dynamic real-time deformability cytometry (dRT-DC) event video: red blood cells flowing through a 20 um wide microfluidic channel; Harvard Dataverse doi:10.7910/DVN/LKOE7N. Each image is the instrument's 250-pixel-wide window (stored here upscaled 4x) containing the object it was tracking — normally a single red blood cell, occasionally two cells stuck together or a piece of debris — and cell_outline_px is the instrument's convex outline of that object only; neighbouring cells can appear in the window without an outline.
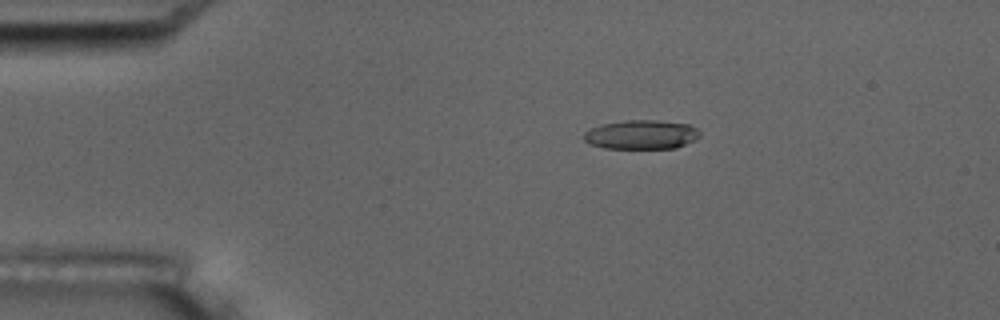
{"species": "common noctule bat (a hibernating species)", "species_latin": "Nyctalus noctula", "temperature_condition": "room temperature", "stored_images_in_passage": 5, "camera_frame_rate_fps": 3000, "um_per_image_px": 0.085, "animal": {"sex": "male", "body_mass_g": 17.5, "forearm_length_mm": 52.3}, "frame": {"image": 1, "passage_image": 3, "time_ms": 2.333, "image_size_px": [1000, 320], "cell_outline_px": [[700, 136], [696, 140], [676, 148], [604, 148], [588, 144], [584, 140], [584, 132], [600, 124], [624, 120], [656, 120], [688, 124], [696, 128], [700, 132]], "centroid_in_image_um": [54.51, 11.44], "position_along_channel_um": 30.5, "area_um2": 19.83}}
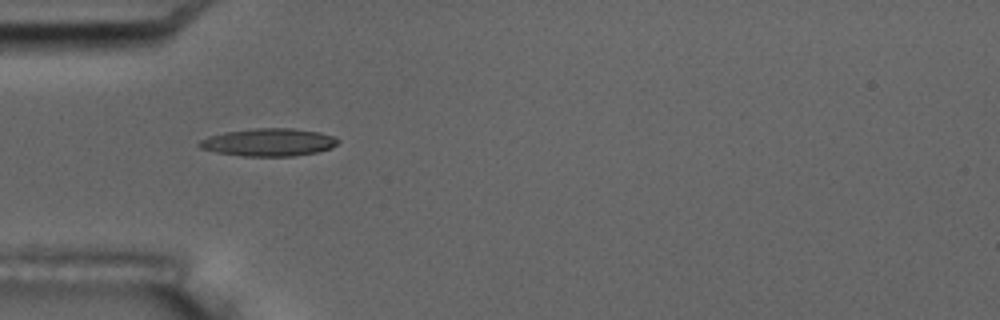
{"frame": {"image": 2, "passage_image": 5, "time_ms": 4.667, "image_size_px": [1000, 320], "cell_outline_px": [[340, 140], [332, 148], [316, 152], [292, 156], [240, 156], [216, 152], [200, 148], [196, 144], [200, 140], [208, 136], [224, 132], [256, 128], [292, 128], [320, 132], [332, 136]], "centroid_in_image_um": [22.81, 12.09], "position_along_channel_um": 62.2, "area_um2": 22.43}}